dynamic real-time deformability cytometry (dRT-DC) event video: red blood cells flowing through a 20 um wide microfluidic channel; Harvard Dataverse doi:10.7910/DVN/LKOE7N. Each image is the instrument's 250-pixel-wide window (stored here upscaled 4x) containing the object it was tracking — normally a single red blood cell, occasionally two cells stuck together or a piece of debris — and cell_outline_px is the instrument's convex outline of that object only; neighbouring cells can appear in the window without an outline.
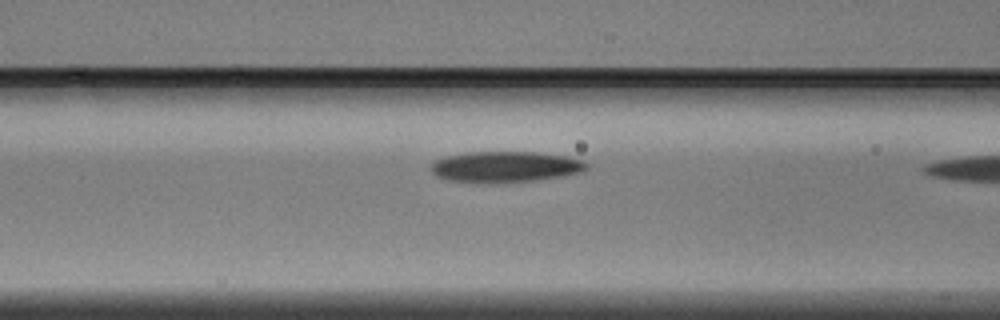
{"species": "Egyptian fruit bat (a non-hibernating species)", "species_latin": "Rousettus aegyptiacus", "temperature_condition": "warm", "stored_images_in_passage": 18, "camera_frame_rate_fps": 3000, "um_per_image_px": 0.085, "animal": {"sex": "male"}, "frame": {"image": 1, "passage_image": 17, "time_ms": 5.333, "image_size_px": [1000, 320], "cell_outline_px": [[588, 168], [584, 172], [564, 176], [536, 180], [504, 184], [476, 184], [448, 180], [436, 176], [432, 172], [432, 164], [436, 160], [448, 156], [468, 152], [536, 152], [568, 156], [584, 160], [588, 164]], "centroid_in_image_um": [43.0, 14.21], "position_along_channel_um": 123.6, "area_um2": 28.78}}